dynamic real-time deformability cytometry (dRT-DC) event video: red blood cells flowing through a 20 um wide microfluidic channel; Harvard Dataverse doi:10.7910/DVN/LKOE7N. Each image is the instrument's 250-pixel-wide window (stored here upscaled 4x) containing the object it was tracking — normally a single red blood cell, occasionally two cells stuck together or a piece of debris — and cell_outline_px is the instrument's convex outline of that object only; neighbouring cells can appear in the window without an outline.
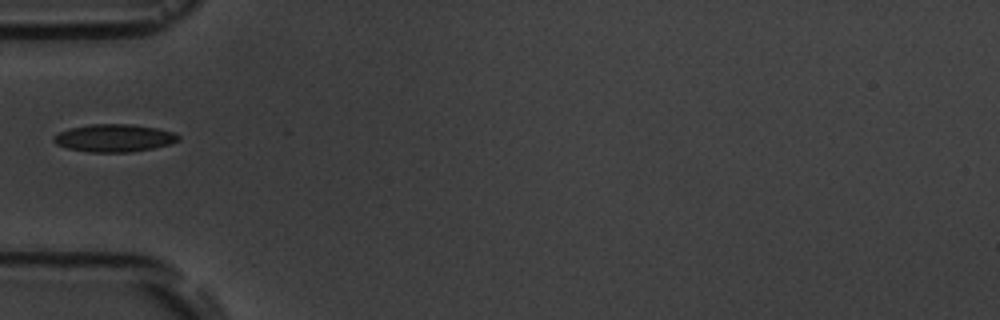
{"species": "common noctule bat (a hibernating species)", "species_latin": "Nyctalus noctula", "temperature_condition": "room temperature", "stored_images_in_passage": 1, "camera_frame_rate_fps": 3000, "um_per_image_px": 0.085, "animal": {"sex": "male", "body_mass_g": 19.5, "forearm_length_mm": 54.6}, "frame": {"image": 1, "passage_image": 1, "time_ms": 0.0, "image_size_px": [1000, 320], "cell_outline_px": [[180, 140], [172, 144], [152, 148], [128, 152], [92, 152], [68, 148], [56, 144], [52, 140], [52, 136], [68, 128], [88, 124], [132, 124], [156, 128], [172, 132], [180, 136]], "centroid_in_image_um": [9.69, 11.72], "position_along_channel_um": 75.3, "area_um2": 20.11}}